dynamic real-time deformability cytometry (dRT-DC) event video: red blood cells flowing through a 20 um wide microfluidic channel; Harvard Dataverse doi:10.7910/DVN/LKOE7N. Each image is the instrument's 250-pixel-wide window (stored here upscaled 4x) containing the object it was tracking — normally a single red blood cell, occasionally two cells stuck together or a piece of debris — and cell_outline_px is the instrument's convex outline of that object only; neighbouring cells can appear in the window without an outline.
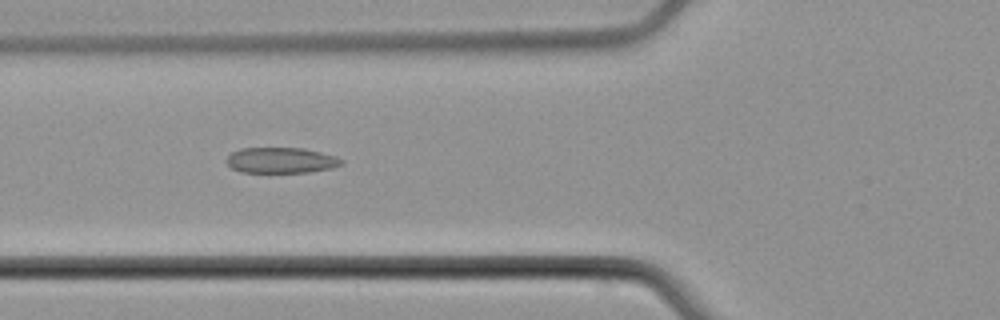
{"species": "common noctule bat (a hibernating species)", "species_latin": "Nyctalus noctula", "temperature_condition": "cold", "stored_images_in_passage": 7, "camera_frame_rate_fps": 3000, "um_per_image_px": 0.085, "animal": {"sex": "male", "body_mass_g": 21.5, "forearm_length_mm": 52.0}, "frame": {"image": 1, "passage_image": 6, "time_ms": 6.0, "image_size_px": [1000, 320], "cell_outline_px": [[344, 164], [332, 168], [308, 172], [240, 172], [232, 168], [224, 160], [232, 152], [240, 148], [304, 148], [336, 156], [344, 160]], "centroid_in_image_um": [23.9, 13.62], "position_along_channel_um": 101.9, "area_um2": 17.28}}
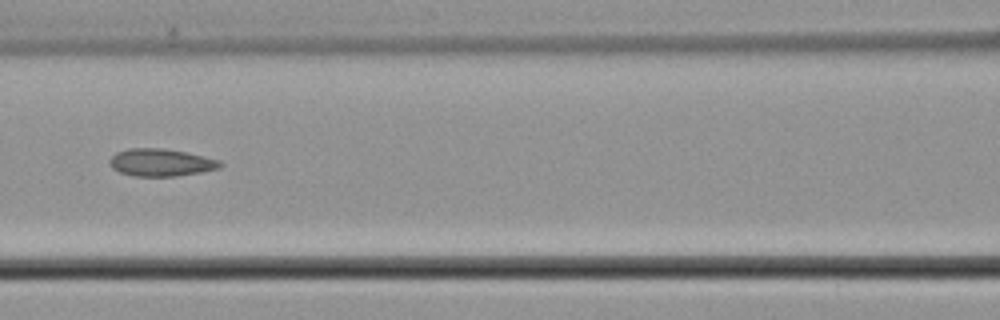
{"frame": {"image": 2, "passage_image": 7, "time_ms": 7.333, "image_size_px": [1000, 320], "cell_outline_px": [[224, 164], [220, 168], [200, 172], [172, 176], [132, 176], [120, 172], [112, 168], [108, 164], [108, 160], [116, 152], [128, 148], [160, 148], [184, 152], [220, 160]], "centroid_in_image_um": [13.64, 13.81], "position_along_channel_um": 153.0, "area_um2": 17.63}}